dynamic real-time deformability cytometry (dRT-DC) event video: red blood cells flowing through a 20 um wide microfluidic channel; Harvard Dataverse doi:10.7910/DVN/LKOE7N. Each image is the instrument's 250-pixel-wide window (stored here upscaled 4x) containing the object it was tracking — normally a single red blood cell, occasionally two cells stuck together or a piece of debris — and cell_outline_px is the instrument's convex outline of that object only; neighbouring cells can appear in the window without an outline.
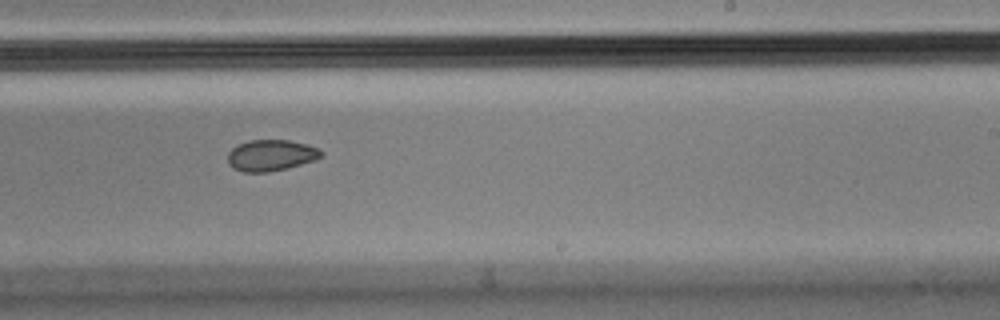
{"species": "Egyptian fruit bat (a non-hibernating species)", "species_latin": "Rousettus aegyptiacus", "temperature_condition": "cold", "stored_images_in_passage": 11, "camera_frame_rate_fps": 3000, "um_per_image_px": 0.085, "animal": {"sex": "male"}, "frame": {"image": 1, "passage_image": 10, "time_ms": 3.0, "image_size_px": [1000, 320], "cell_outline_px": [[324, 156], [300, 164], [268, 172], [244, 172], [232, 168], [228, 164], [228, 152], [232, 148], [248, 140], [288, 140], [320, 148], [324, 152]], "centroid_in_image_um": [23.02, 13.2], "position_along_channel_um": 266.0, "area_um2": 16.88}}